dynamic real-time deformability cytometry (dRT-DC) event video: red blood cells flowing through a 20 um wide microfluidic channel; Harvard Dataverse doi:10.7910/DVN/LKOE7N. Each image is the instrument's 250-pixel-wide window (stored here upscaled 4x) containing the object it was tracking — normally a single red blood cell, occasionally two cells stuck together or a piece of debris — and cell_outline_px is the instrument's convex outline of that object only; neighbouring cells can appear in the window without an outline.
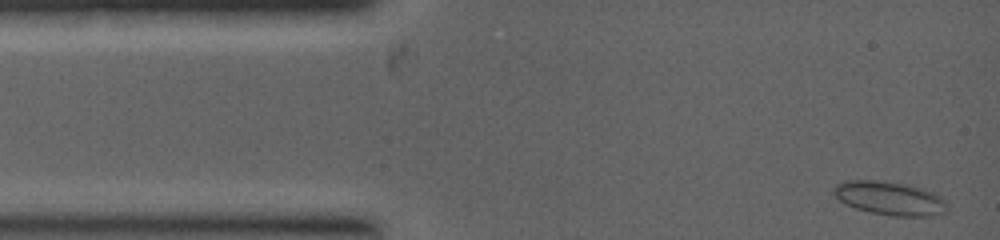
{"species": "common noctule bat (a hibernating species)", "species_latin": "Nyctalus noctula", "temperature_condition": "warm", "stored_images_in_passage": 29, "camera_frame_rate_fps": 5000, "um_per_image_px": 0.085, "animal": {"sex": "female", "body_mass_g": 19.0, "forearm_length_mm": 53.3}, "frame": {"image": 1, "passage_image": 1, "time_ms": 0.0, "image_size_px": [1000, 240], "cell_outline_px": [[944, 212], [928, 216], [892, 216], [868, 212], [856, 208], [840, 200], [832, 192], [832, 188], [836, 184], [844, 180], [880, 180], [912, 184], [924, 188], [940, 196], [944, 200]], "centroid_in_image_um": [75.58, 16.82], "position_along_channel_um": 9.4, "area_um2": 22.31}}
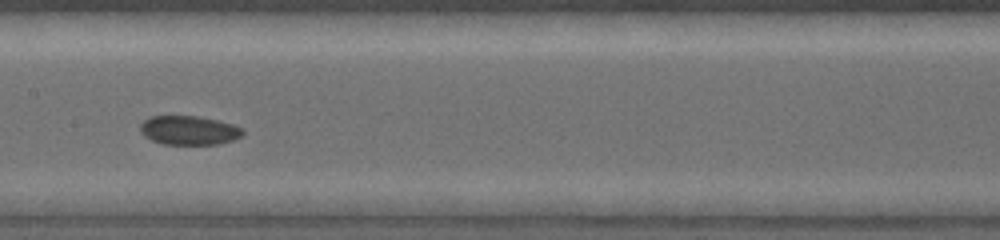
{"frame": {"image": 2, "passage_image": 14, "time_ms": 3.8, "image_size_px": [1000, 240], "cell_outline_px": [[244, 132], [240, 136], [232, 140], [216, 144], [164, 144], [152, 140], [144, 136], [140, 132], [140, 124], [148, 116], [196, 116], [216, 120], [232, 124], [244, 128]], "centroid_in_image_um": [16.03, 11.07], "position_along_channel_um": 191.4, "area_um2": 17.28}}
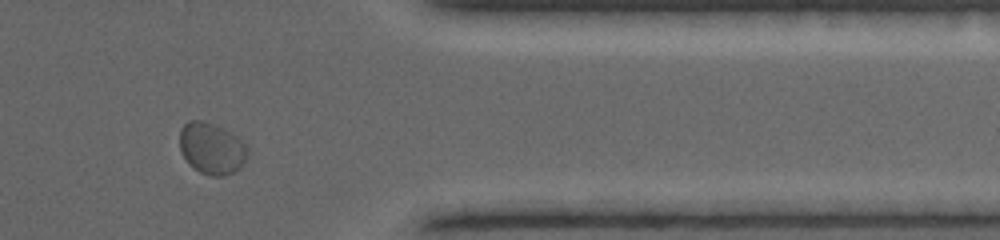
{"frame": {"image": 3, "passage_image": 25, "time_ms": 7.0, "image_size_px": [1000, 240], "cell_outline_px": [[248, 152], [240, 168], [224, 176], [212, 176], [200, 172], [188, 164], [180, 152], [180, 128], [188, 120], [204, 120], [216, 124], [224, 128], [236, 136], [248, 148]], "centroid_in_image_um": [17.96, 12.6], "position_along_channel_um": 393.4, "area_um2": 20.52}}